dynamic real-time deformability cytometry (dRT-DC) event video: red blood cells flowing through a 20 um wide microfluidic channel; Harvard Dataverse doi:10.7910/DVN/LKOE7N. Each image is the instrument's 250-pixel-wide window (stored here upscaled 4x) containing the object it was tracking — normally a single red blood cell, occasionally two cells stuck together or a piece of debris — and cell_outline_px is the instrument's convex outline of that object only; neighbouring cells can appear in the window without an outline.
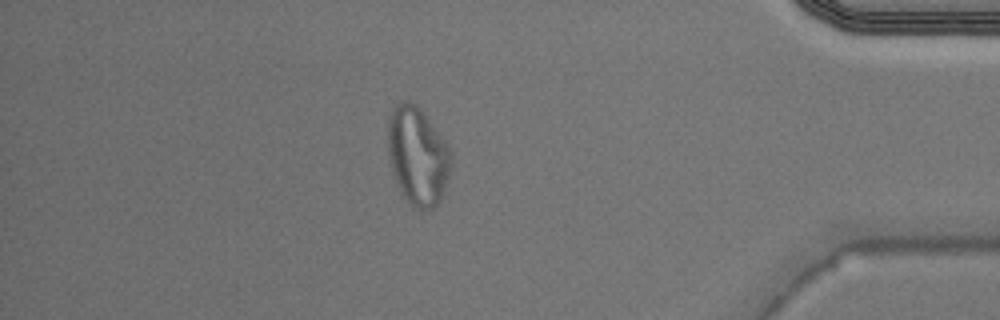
{"species": "Egyptian fruit bat (a non-hibernating species)", "species_latin": "Rousettus aegyptiacus", "temperature_condition": "warm", "stored_images_in_passage": 42, "segment_of_instrument_passage": [1, 2], "camera_frame_rate_fps": 3000, "um_per_image_px": 0.085, "animal": {"sex": "male"}, "frame": {"image": 1, "passage_image": 36, "time_ms": 11.667, "image_size_px": [1000, 320], "cell_outline_px": [[452, 160], [448, 176], [440, 200], [428, 212], [420, 212], [404, 196], [396, 180], [388, 156], [388, 112], [396, 104], [404, 100], [408, 100], [416, 104], [424, 112], [448, 144], [452, 152]], "centroid_in_image_um": [35.5, 13.21], "position_along_channel_um": 399.7, "area_um2": 36.36}}